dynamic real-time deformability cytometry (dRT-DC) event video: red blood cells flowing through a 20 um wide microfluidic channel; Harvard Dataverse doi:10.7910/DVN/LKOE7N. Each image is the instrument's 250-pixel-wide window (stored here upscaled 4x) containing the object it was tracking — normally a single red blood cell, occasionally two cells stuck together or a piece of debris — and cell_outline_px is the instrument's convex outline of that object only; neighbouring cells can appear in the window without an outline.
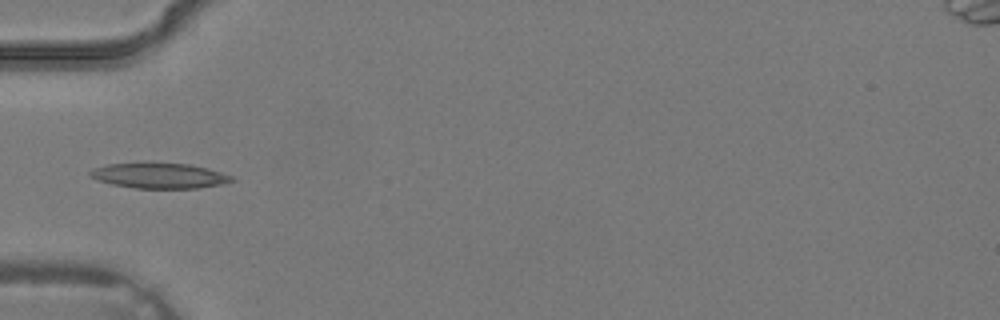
{"species": "common noctule bat (a hibernating species)", "species_latin": "Nyctalus noctula", "temperature_condition": "warm", "stored_images_in_passage": 1, "camera_frame_rate_fps": 3000, "um_per_image_px": 0.085, "animal": {"sex": "male", "body_mass_g": 19.2, "forearm_length_mm": 51.8}, "frame": {"image": 1, "passage_image": 1, "time_ms": 0.0, "image_size_px": [1000, 320], "cell_outline_px": [[236, 180], [220, 184], [196, 188], [136, 188], [112, 184], [88, 176], [88, 172], [92, 168], [108, 164], [188, 164], [208, 168], [232, 176]], "centroid_in_image_um": [13.53, 14.94], "position_along_channel_um": 71.5, "area_um2": 20.4}}